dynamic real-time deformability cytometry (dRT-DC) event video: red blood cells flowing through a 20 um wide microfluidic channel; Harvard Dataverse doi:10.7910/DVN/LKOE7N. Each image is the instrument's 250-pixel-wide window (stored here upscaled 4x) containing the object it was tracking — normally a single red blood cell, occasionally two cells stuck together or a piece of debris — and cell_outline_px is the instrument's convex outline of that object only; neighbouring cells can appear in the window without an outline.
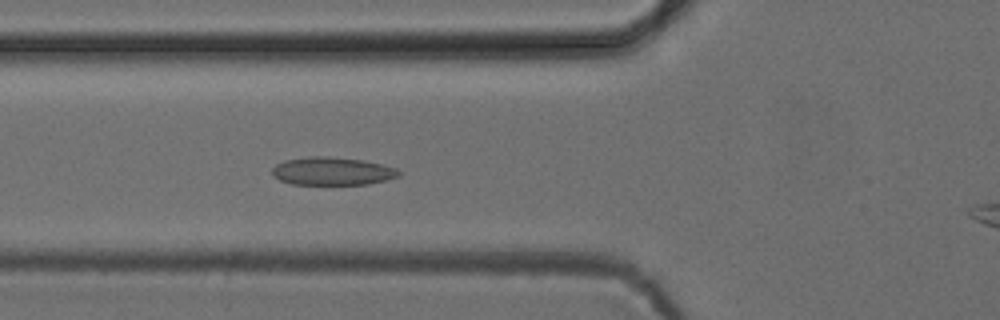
{"species": "common noctule bat (a hibernating species)", "species_latin": "Nyctalus noctula", "temperature_condition": "cold", "stored_images_in_passage": 39, "camera_frame_rate_fps": 3000, "um_per_image_px": 0.085, "animal": {"sex": "female", "body_mass_g": 24.6, "forearm_length_mm": 56.2}, "frame": {"image": 1, "passage_image": 11, "time_ms": 3.333, "image_size_px": [1000, 320], "cell_outline_px": [[400, 176], [368, 184], [292, 184], [280, 180], [272, 176], [272, 168], [276, 164], [284, 160], [308, 156], [328, 156], [360, 160], [380, 164], [396, 168], [400, 172]], "centroid_in_image_um": [28.19, 14.54], "position_along_channel_um": 97.6, "area_um2": 20.58}}
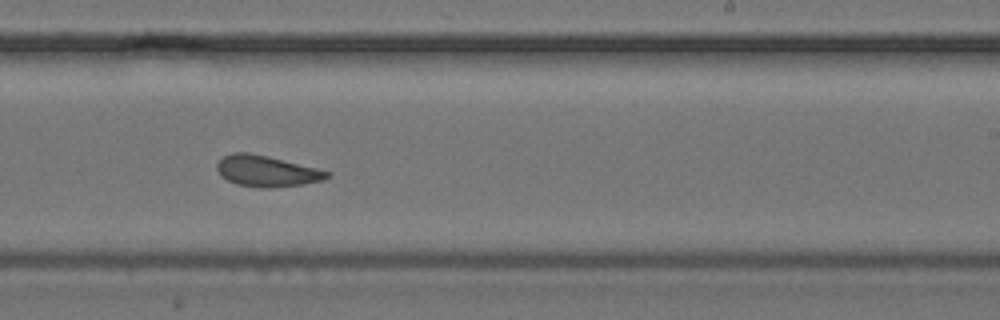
{"frame": {"image": 2, "passage_image": 24, "time_ms": 7.667, "image_size_px": [1000, 320], "cell_outline_px": [[332, 176], [324, 180], [304, 184], [268, 188], [260, 188], [236, 184], [220, 176], [216, 168], [216, 164], [224, 156], [232, 152], [248, 152], [268, 156], [332, 172]], "centroid_in_image_um": [22.67, 14.55], "position_along_channel_um": 266.3, "area_um2": 20.06}}
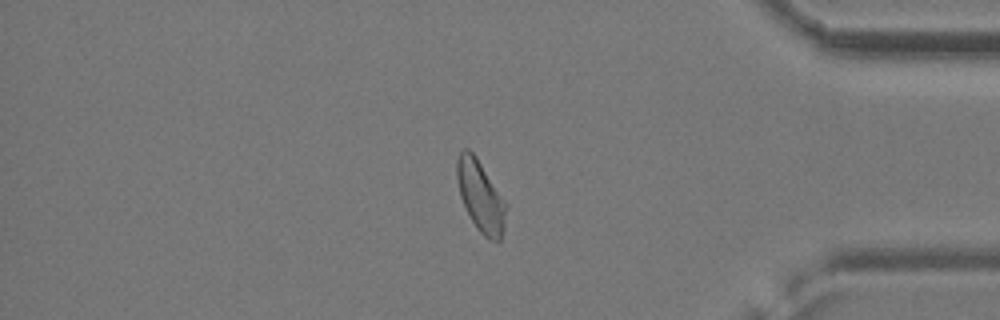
{"frame": {"image": 3, "passage_image": 36, "time_ms": 11.667, "image_size_px": [1000, 320], "cell_outline_px": [[508, 204], [504, 228], [500, 240], [488, 240], [476, 228], [460, 196], [456, 176], [456, 160], [460, 152], [464, 148], [468, 148], [476, 156]], "centroid_in_image_um": [40.86, 16.67], "position_along_channel_um": 394.3, "area_um2": 20.46}, "authors_computed_cell_mechanics": {"area_um2": 19.9988, "velocity_mm_per_s": 3.8812, "shape_relaxation_time_tau1_ms": null, "shape_relaxation_time_tau2_ms": 2.7285, "deformation_change_tau1": null, "deformation_change_tau2": 0.0649}}